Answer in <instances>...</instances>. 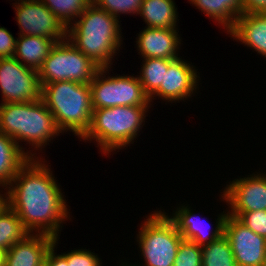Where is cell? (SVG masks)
Instances as JSON below:
<instances>
[{"instance_id": "obj_1", "label": "cell", "mask_w": 266, "mask_h": 266, "mask_svg": "<svg viewBox=\"0 0 266 266\" xmlns=\"http://www.w3.org/2000/svg\"><path fill=\"white\" fill-rule=\"evenodd\" d=\"M48 164L43 157L30 158L3 191L7 205L29 233L60 239L64 221L72 217L61 185Z\"/></svg>"}, {"instance_id": "obj_2", "label": "cell", "mask_w": 266, "mask_h": 266, "mask_svg": "<svg viewBox=\"0 0 266 266\" xmlns=\"http://www.w3.org/2000/svg\"><path fill=\"white\" fill-rule=\"evenodd\" d=\"M120 22L92 3L67 28V39L100 68L112 67L123 48Z\"/></svg>"}, {"instance_id": "obj_3", "label": "cell", "mask_w": 266, "mask_h": 266, "mask_svg": "<svg viewBox=\"0 0 266 266\" xmlns=\"http://www.w3.org/2000/svg\"><path fill=\"white\" fill-rule=\"evenodd\" d=\"M0 132L14 139L30 158H41L42 154L37 156L40 154L38 152L62 134L57 128L53 114L42 99L0 103ZM21 142L32 146L29 147L31 149L34 148L27 150Z\"/></svg>"}, {"instance_id": "obj_4", "label": "cell", "mask_w": 266, "mask_h": 266, "mask_svg": "<svg viewBox=\"0 0 266 266\" xmlns=\"http://www.w3.org/2000/svg\"><path fill=\"white\" fill-rule=\"evenodd\" d=\"M152 106H116L93 109L92 123L81 138L83 142L95 143L101 155L130 146L145 125ZM94 140V141H93Z\"/></svg>"}, {"instance_id": "obj_5", "label": "cell", "mask_w": 266, "mask_h": 266, "mask_svg": "<svg viewBox=\"0 0 266 266\" xmlns=\"http://www.w3.org/2000/svg\"><path fill=\"white\" fill-rule=\"evenodd\" d=\"M41 99L53 114L57 128L81 139L92 123V98L89 84L55 81L41 86Z\"/></svg>"}, {"instance_id": "obj_6", "label": "cell", "mask_w": 266, "mask_h": 266, "mask_svg": "<svg viewBox=\"0 0 266 266\" xmlns=\"http://www.w3.org/2000/svg\"><path fill=\"white\" fill-rule=\"evenodd\" d=\"M148 215L141 222L136 236L144 264L141 262L142 265L135 266H173L184 239L164 209H156Z\"/></svg>"}, {"instance_id": "obj_7", "label": "cell", "mask_w": 266, "mask_h": 266, "mask_svg": "<svg viewBox=\"0 0 266 266\" xmlns=\"http://www.w3.org/2000/svg\"><path fill=\"white\" fill-rule=\"evenodd\" d=\"M100 67L68 39L56 42L38 70L40 86L55 81L90 84Z\"/></svg>"}, {"instance_id": "obj_8", "label": "cell", "mask_w": 266, "mask_h": 266, "mask_svg": "<svg viewBox=\"0 0 266 266\" xmlns=\"http://www.w3.org/2000/svg\"><path fill=\"white\" fill-rule=\"evenodd\" d=\"M111 68H100L89 84L93 109L152 105L137 75L111 76Z\"/></svg>"}, {"instance_id": "obj_9", "label": "cell", "mask_w": 266, "mask_h": 266, "mask_svg": "<svg viewBox=\"0 0 266 266\" xmlns=\"http://www.w3.org/2000/svg\"><path fill=\"white\" fill-rule=\"evenodd\" d=\"M1 103L32 102L41 99L38 71L16 58H0Z\"/></svg>"}, {"instance_id": "obj_10", "label": "cell", "mask_w": 266, "mask_h": 266, "mask_svg": "<svg viewBox=\"0 0 266 266\" xmlns=\"http://www.w3.org/2000/svg\"><path fill=\"white\" fill-rule=\"evenodd\" d=\"M12 6L18 35L41 36L56 42L67 39V28L40 0H16Z\"/></svg>"}, {"instance_id": "obj_11", "label": "cell", "mask_w": 266, "mask_h": 266, "mask_svg": "<svg viewBox=\"0 0 266 266\" xmlns=\"http://www.w3.org/2000/svg\"><path fill=\"white\" fill-rule=\"evenodd\" d=\"M222 200L228 209V215L235 212L266 210V173L260 171L227 182Z\"/></svg>"}, {"instance_id": "obj_12", "label": "cell", "mask_w": 266, "mask_h": 266, "mask_svg": "<svg viewBox=\"0 0 266 266\" xmlns=\"http://www.w3.org/2000/svg\"><path fill=\"white\" fill-rule=\"evenodd\" d=\"M192 65V62L182 59V57L174 59L169 65L168 69H164L163 83L160 87L149 97L151 104L153 100L158 97L166 101L165 104L175 103L180 101L186 102L189 98L196 95V91L200 88V73ZM198 89V90H197ZM156 97V98H154Z\"/></svg>"}, {"instance_id": "obj_13", "label": "cell", "mask_w": 266, "mask_h": 266, "mask_svg": "<svg viewBox=\"0 0 266 266\" xmlns=\"http://www.w3.org/2000/svg\"><path fill=\"white\" fill-rule=\"evenodd\" d=\"M224 235L230 242L237 266H262L266 238L252 232L237 217L227 215Z\"/></svg>"}, {"instance_id": "obj_14", "label": "cell", "mask_w": 266, "mask_h": 266, "mask_svg": "<svg viewBox=\"0 0 266 266\" xmlns=\"http://www.w3.org/2000/svg\"><path fill=\"white\" fill-rule=\"evenodd\" d=\"M187 205V206H186ZM189 207V204H181L173 209L172 214L167 216L174 222L178 232L184 240L196 243L198 246L210 244L212 241L224 234V225L228 215V211L218 214L216 223L212 225L203 218H199L196 213ZM203 219V220H202ZM207 223V224H206ZM210 227V228H208ZM209 229V230H208Z\"/></svg>"}, {"instance_id": "obj_15", "label": "cell", "mask_w": 266, "mask_h": 266, "mask_svg": "<svg viewBox=\"0 0 266 266\" xmlns=\"http://www.w3.org/2000/svg\"><path fill=\"white\" fill-rule=\"evenodd\" d=\"M179 29L144 27L136 37L137 52L142 59H177L181 48Z\"/></svg>"}, {"instance_id": "obj_16", "label": "cell", "mask_w": 266, "mask_h": 266, "mask_svg": "<svg viewBox=\"0 0 266 266\" xmlns=\"http://www.w3.org/2000/svg\"><path fill=\"white\" fill-rule=\"evenodd\" d=\"M54 240V237L45 234L29 233L6 251L4 266H44Z\"/></svg>"}, {"instance_id": "obj_17", "label": "cell", "mask_w": 266, "mask_h": 266, "mask_svg": "<svg viewBox=\"0 0 266 266\" xmlns=\"http://www.w3.org/2000/svg\"><path fill=\"white\" fill-rule=\"evenodd\" d=\"M228 34L266 58V13H243Z\"/></svg>"}, {"instance_id": "obj_18", "label": "cell", "mask_w": 266, "mask_h": 266, "mask_svg": "<svg viewBox=\"0 0 266 266\" xmlns=\"http://www.w3.org/2000/svg\"><path fill=\"white\" fill-rule=\"evenodd\" d=\"M199 11L221 26L226 34L243 14V0H188ZM211 17V18H210Z\"/></svg>"}, {"instance_id": "obj_19", "label": "cell", "mask_w": 266, "mask_h": 266, "mask_svg": "<svg viewBox=\"0 0 266 266\" xmlns=\"http://www.w3.org/2000/svg\"><path fill=\"white\" fill-rule=\"evenodd\" d=\"M55 44V40L41 36L18 35L13 57L24 66L38 71Z\"/></svg>"}, {"instance_id": "obj_20", "label": "cell", "mask_w": 266, "mask_h": 266, "mask_svg": "<svg viewBox=\"0 0 266 266\" xmlns=\"http://www.w3.org/2000/svg\"><path fill=\"white\" fill-rule=\"evenodd\" d=\"M30 157L10 136L0 132V188L5 190Z\"/></svg>"}, {"instance_id": "obj_21", "label": "cell", "mask_w": 266, "mask_h": 266, "mask_svg": "<svg viewBox=\"0 0 266 266\" xmlns=\"http://www.w3.org/2000/svg\"><path fill=\"white\" fill-rule=\"evenodd\" d=\"M178 14L174 0H143L139 13L145 27L159 29H178Z\"/></svg>"}, {"instance_id": "obj_22", "label": "cell", "mask_w": 266, "mask_h": 266, "mask_svg": "<svg viewBox=\"0 0 266 266\" xmlns=\"http://www.w3.org/2000/svg\"><path fill=\"white\" fill-rule=\"evenodd\" d=\"M28 234L19 216L6 205L0 211V248L8 250Z\"/></svg>"}, {"instance_id": "obj_23", "label": "cell", "mask_w": 266, "mask_h": 266, "mask_svg": "<svg viewBox=\"0 0 266 266\" xmlns=\"http://www.w3.org/2000/svg\"><path fill=\"white\" fill-rule=\"evenodd\" d=\"M174 59L145 58L137 75L145 93L150 97L163 83L164 69Z\"/></svg>"}, {"instance_id": "obj_24", "label": "cell", "mask_w": 266, "mask_h": 266, "mask_svg": "<svg viewBox=\"0 0 266 266\" xmlns=\"http://www.w3.org/2000/svg\"><path fill=\"white\" fill-rule=\"evenodd\" d=\"M202 266H237L227 237H221L202 246Z\"/></svg>"}, {"instance_id": "obj_25", "label": "cell", "mask_w": 266, "mask_h": 266, "mask_svg": "<svg viewBox=\"0 0 266 266\" xmlns=\"http://www.w3.org/2000/svg\"><path fill=\"white\" fill-rule=\"evenodd\" d=\"M68 28L91 4L92 0H40Z\"/></svg>"}, {"instance_id": "obj_26", "label": "cell", "mask_w": 266, "mask_h": 266, "mask_svg": "<svg viewBox=\"0 0 266 266\" xmlns=\"http://www.w3.org/2000/svg\"><path fill=\"white\" fill-rule=\"evenodd\" d=\"M143 0H92V3L120 20V14L139 15Z\"/></svg>"}, {"instance_id": "obj_27", "label": "cell", "mask_w": 266, "mask_h": 266, "mask_svg": "<svg viewBox=\"0 0 266 266\" xmlns=\"http://www.w3.org/2000/svg\"><path fill=\"white\" fill-rule=\"evenodd\" d=\"M173 266H202V246L183 240L180 243Z\"/></svg>"}, {"instance_id": "obj_28", "label": "cell", "mask_w": 266, "mask_h": 266, "mask_svg": "<svg viewBox=\"0 0 266 266\" xmlns=\"http://www.w3.org/2000/svg\"><path fill=\"white\" fill-rule=\"evenodd\" d=\"M237 217L252 232L266 238V210L252 212H235Z\"/></svg>"}, {"instance_id": "obj_29", "label": "cell", "mask_w": 266, "mask_h": 266, "mask_svg": "<svg viewBox=\"0 0 266 266\" xmlns=\"http://www.w3.org/2000/svg\"><path fill=\"white\" fill-rule=\"evenodd\" d=\"M68 262L69 266H102V259L89 249H73L69 252L61 253Z\"/></svg>"}, {"instance_id": "obj_30", "label": "cell", "mask_w": 266, "mask_h": 266, "mask_svg": "<svg viewBox=\"0 0 266 266\" xmlns=\"http://www.w3.org/2000/svg\"><path fill=\"white\" fill-rule=\"evenodd\" d=\"M16 37L5 27L0 26V58H10L14 56Z\"/></svg>"}, {"instance_id": "obj_31", "label": "cell", "mask_w": 266, "mask_h": 266, "mask_svg": "<svg viewBox=\"0 0 266 266\" xmlns=\"http://www.w3.org/2000/svg\"><path fill=\"white\" fill-rule=\"evenodd\" d=\"M58 240L59 238H55L53 245L48 250L44 266H69L67 259L62 254L55 252L59 244Z\"/></svg>"}, {"instance_id": "obj_32", "label": "cell", "mask_w": 266, "mask_h": 266, "mask_svg": "<svg viewBox=\"0 0 266 266\" xmlns=\"http://www.w3.org/2000/svg\"><path fill=\"white\" fill-rule=\"evenodd\" d=\"M243 13H266V0H243Z\"/></svg>"}, {"instance_id": "obj_33", "label": "cell", "mask_w": 266, "mask_h": 266, "mask_svg": "<svg viewBox=\"0 0 266 266\" xmlns=\"http://www.w3.org/2000/svg\"><path fill=\"white\" fill-rule=\"evenodd\" d=\"M3 193V194H2ZM7 205L5 193L0 191V211Z\"/></svg>"}, {"instance_id": "obj_34", "label": "cell", "mask_w": 266, "mask_h": 266, "mask_svg": "<svg viewBox=\"0 0 266 266\" xmlns=\"http://www.w3.org/2000/svg\"><path fill=\"white\" fill-rule=\"evenodd\" d=\"M6 251L2 248H0V266H4L5 265V257H6Z\"/></svg>"}, {"instance_id": "obj_35", "label": "cell", "mask_w": 266, "mask_h": 266, "mask_svg": "<svg viewBox=\"0 0 266 266\" xmlns=\"http://www.w3.org/2000/svg\"><path fill=\"white\" fill-rule=\"evenodd\" d=\"M126 262H121V264L119 265V266H135V264L133 263V265H132V263L130 264L129 262H127V260H125Z\"/></svg>"}, {"instance_id": "obj_36", "label": "cell", "mask_w": 266, "mask_h": 266, "mask_svg": "<svg viewBox=\"0 0 266 266\" xmlns=\"http://www.w3.org/2000/svg\"><path fill=\"white\" fill-rule=\"evenodd\" d=\"M262 266H266V257H265V260L263 262V265Z\"/></svg>"}]
</instances>
